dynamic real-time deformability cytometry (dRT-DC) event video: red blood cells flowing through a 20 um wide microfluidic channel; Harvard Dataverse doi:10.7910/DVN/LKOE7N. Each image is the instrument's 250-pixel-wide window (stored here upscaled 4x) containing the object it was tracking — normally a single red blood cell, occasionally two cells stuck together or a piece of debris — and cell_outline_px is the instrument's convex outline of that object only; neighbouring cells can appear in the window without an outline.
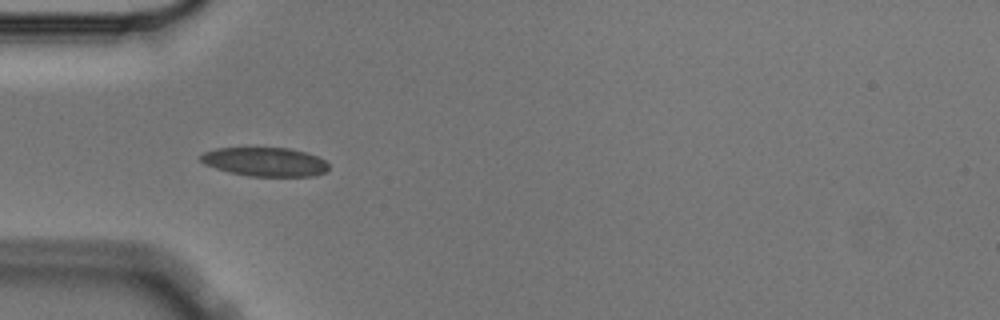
{"species": "Egyptian fruit bat (a non-hibernating species)", "species_latin": "Rousettus aegyptiacus", "temperature_condition": "cold", "stored_images_in_passage": 4, "camera_frame_rate_fps": 3000, "um_per_image_px": 0.085, "animal": {"sex": "male"}, "frame": {"image": 1, "passage_image": 3, "time_ms": 0.667, "image_size_px": [1000, 320], "cell_outline_px": [[328, 168], [324, 172], [316, 176], [248, 176], [228, 172], [204, 164], [200, 160], [200, 156], [204, 152], [216, 148], [288, 148], [304, 152], [316, 156], [324, 160], [328, 164]], "centroid_in_image_um": [22.5, 13.76], "position_along_channel_um": 62.5, "area_um2": 21.44}}
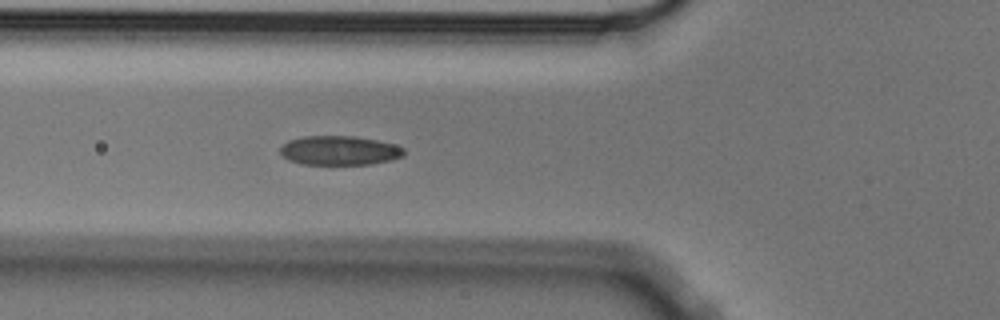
{"frame": {"image": 2, "passage_image": 4, "time_ms": 1.0, "image_size_px": [1000, 320], "cell_outline_px": [[404, 156], [392, 160], [372, 164], [304, 164], [288, 160], [280, 152], [280, 148], [288, 140], [304, 136], [356, 136], [376, 140], [392, 144], [404, 148]], "centroid_in_image_um": [28.86, 12.79], "position_along_channel_um": 96.9, "area_um2": 21.04}}